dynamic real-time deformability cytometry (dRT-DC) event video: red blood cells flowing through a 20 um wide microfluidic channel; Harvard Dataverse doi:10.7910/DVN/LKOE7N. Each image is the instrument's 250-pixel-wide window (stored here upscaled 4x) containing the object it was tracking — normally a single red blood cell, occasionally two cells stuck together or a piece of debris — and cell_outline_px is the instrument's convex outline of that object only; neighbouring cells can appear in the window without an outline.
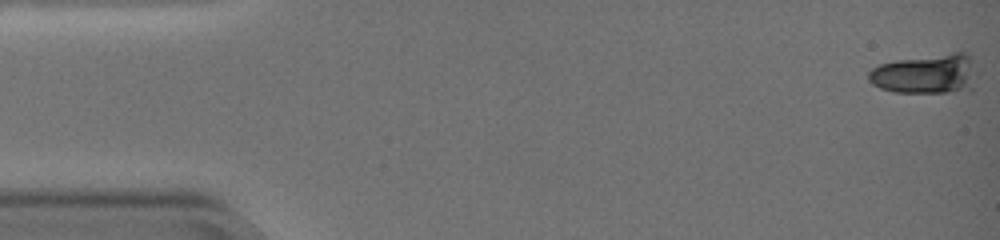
{"species": "common noctule bat (a hibernating species)", "species_latin": "Nyctalus noctula", "temperature_condition": "warm", "stored_images_in_passage": 18, "camera_frame_rate_fps": 3000, "um_per_image_px": 0.085, "animal": {"sex": "female", "body_mass_g": 19.0, "forearm_length_mm": 51.5}, "frame": {"image": 1, "passage_image": 1, "time_ms": 0.0, "image_size_px": [1000, 240], "cell_outline_px": [[980, 72], [972, 92], [892, 92], [880, 88], [872, 84], [868, 80], [868, 72], [872, 68], [880, 64], [896, 60], [956, 52], [968, 52]], "centroid_in_image_um": [78.82, 6.3], "position_along_channel_um": 6.2, "area_um2": 25.89}}
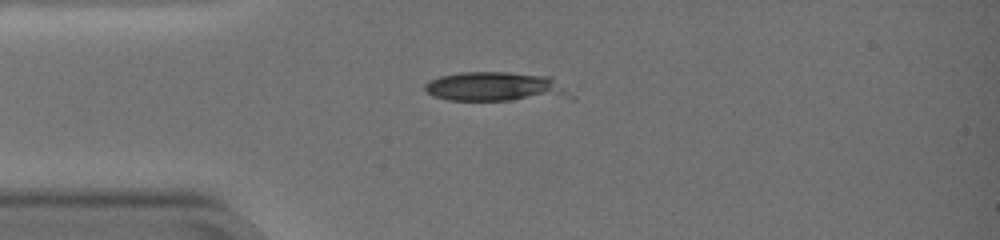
{"frame": {"image": 2, "passage_image": 16, "time_ms": 5.0, "image_size_px": [1000, 240], "cell_outline_px": [[580, 84], [576, 100], [448, 100], [432, 96], [424, 88], [424, 84], [428, 80], [440, 76], [460, 72], [508, 72], [552, 76]], "centroid_in_image_um": [42.59, 7.39], "position_along_channel_um": 42.4, "area_um2": 27.28}}